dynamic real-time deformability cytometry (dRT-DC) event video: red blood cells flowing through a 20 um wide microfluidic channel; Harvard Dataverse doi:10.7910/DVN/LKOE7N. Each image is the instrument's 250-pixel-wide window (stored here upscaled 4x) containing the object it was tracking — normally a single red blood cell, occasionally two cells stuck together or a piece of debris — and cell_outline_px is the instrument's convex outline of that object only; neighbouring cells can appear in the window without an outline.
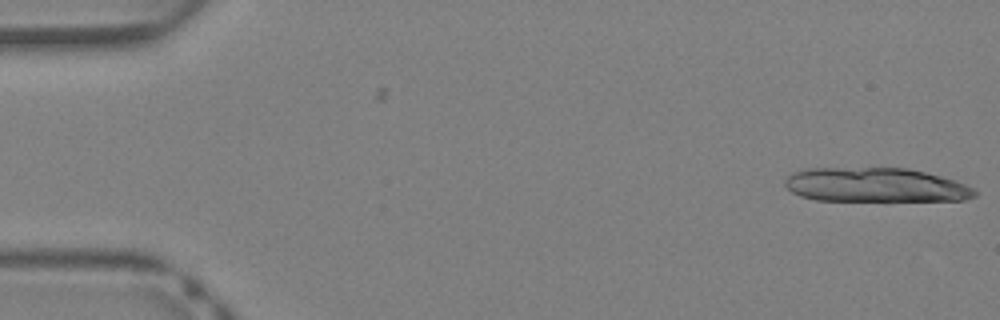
{"species": "Egyptian fruit bat (a non-hibernating species)", "species_latin": "Rousettus aegyptiacus", "temperature_condition": "warm", "stored_images_in_passage": 2, "camera_frame_rate_fps": 3000, "um_per_image_px": 0.085, "animal": {"sex": "female"}, "frame": {"image": 1, "passage_image": 2, "time_ms": 0.333, "image_size_px": [1000, 320], "cell_outline_px": [[976, 196], [964, 200], [816, 200], [800, 196], [792, 192], [784, 184], [784, 180], [792, 172], [804, 168], [908, 168], [940, 176], [964, 184], [972, 188], [976, 192]], "centroid_in_image_um": [74.35, 15.72], "position_along_channel_um": 10.6, "area_um2": 37.63}}